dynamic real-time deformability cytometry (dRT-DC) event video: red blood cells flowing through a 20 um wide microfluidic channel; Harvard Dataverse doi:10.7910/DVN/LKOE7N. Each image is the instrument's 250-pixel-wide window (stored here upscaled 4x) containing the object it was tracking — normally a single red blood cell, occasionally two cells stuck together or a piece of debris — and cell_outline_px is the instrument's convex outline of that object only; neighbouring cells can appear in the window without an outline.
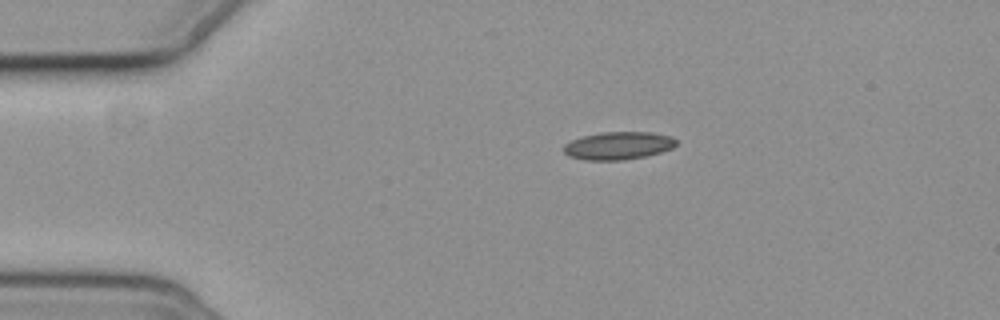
{"species": "common noctule bat (a hibernating species)", "species_latin": "Nyctalus noctula", "temperature_condition": "cold", "stored_images_in_passage": 2, "camera_frame_rate_fps": 3000, "um_per_image_px": 0.085, "animal": {"sex": "female", "body_mass_g": 19.3, "forearm_length_mm": 54.1}, "frame": {"image": 1, "passage_image": 1, "time_ms": 0.0, "image_size_px": [1000, 320], "cell_outline_px": [[676, 144], [672, 148], [660, 152], [644, 156], [624, 160], [584, 160], [568, 156], [564, 152], [564, 144], [572, 140], [584, 136], [604, 132], [652, 132], [672, 136], [676, 140]], "centroid_in_image_um": [52.55, 12.38], "position_along_channel_um": 32.4, "area_um2": 18.15}}